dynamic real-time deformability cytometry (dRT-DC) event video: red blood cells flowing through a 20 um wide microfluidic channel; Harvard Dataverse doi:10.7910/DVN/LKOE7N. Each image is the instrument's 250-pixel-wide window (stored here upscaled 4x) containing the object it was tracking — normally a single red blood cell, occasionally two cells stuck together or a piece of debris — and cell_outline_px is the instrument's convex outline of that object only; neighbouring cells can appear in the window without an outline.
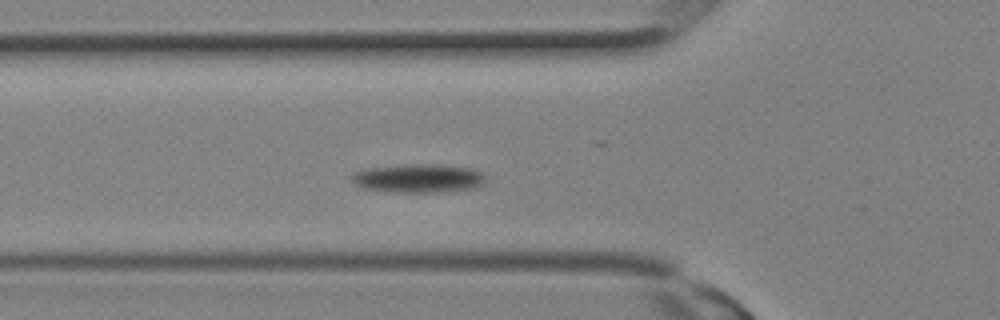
{"species": "Egyptian fruit bat (a non-hibernating species)", "species_latin": "Rousettus aegyptiacus", "temperature_condition": "room temperature", "stored_images_in_passage": 28, "camera_frame_rate_fps": 3000, "um_per_image_px": 0.085, "animal": {"sex": "female"}, "frame": {"image": 1, "passage_image": 6, "time_ms": 1.667, "image_size_px": [1000, 320], "cell_outline_px": [[488, 180], [484, 184], [472, 188], [436, 192], [392, 192], [364, 188], [352, 184], [348, 176], [352, 172], [360, 168], [404, 164], [444, 164], [472, 168], [484, 172], [488, 176]], "centroid_in_image_um": [35.53, 15.13], "position_along_channel_um": 90.3, "area_um2": 23.24}}
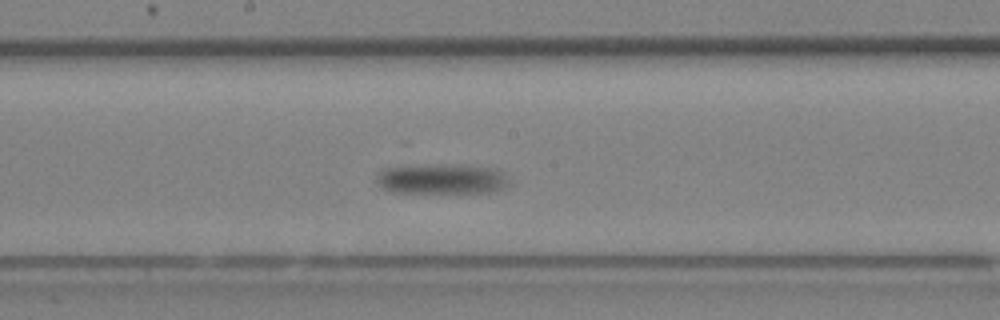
{"frame": {"image": 2, "passage_image": 12, "time_ms": 3.667, "image_size_px": [1000, 320], "cell_outline_px": [[512, 184], [508, 188], [492, 192], [444, 196], [392, 192], [380, 188], [376, 184], [376, 172], [384, 168], [464, 164], [496, 168], [504, 172]], "centroid_in_image_um": [37.62, 15.29], "position_along_channel_um": 210.6, "area_um2": 25.09}}
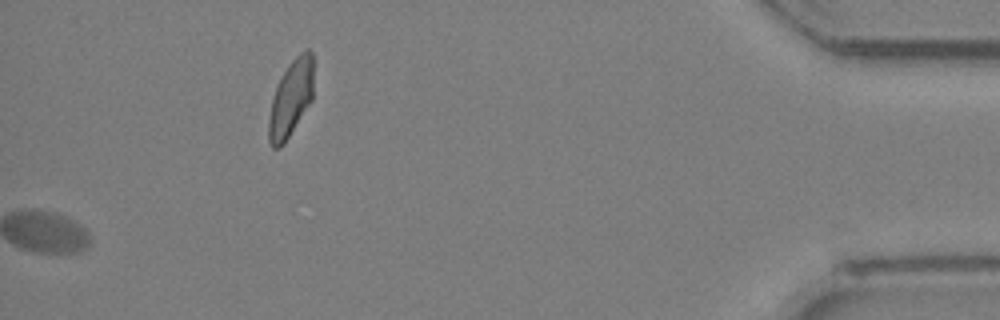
{"frame": {"image": 3, "passage_image": 28, "time_ms": 9.0, "image_size_px": [1000, 320], "cell_outline_px": [[312, 100], [284, 144], [280, 148], [272, 148], [268, 140], [268, 120], [272, 100], [276, 88], [288, 64], [304, 48], [308, 48], [312, 52]], "centroid_in_image_um": [24.71, 8.38], "position_along_channel_um": 410.5, "area_um2": 19.83}}